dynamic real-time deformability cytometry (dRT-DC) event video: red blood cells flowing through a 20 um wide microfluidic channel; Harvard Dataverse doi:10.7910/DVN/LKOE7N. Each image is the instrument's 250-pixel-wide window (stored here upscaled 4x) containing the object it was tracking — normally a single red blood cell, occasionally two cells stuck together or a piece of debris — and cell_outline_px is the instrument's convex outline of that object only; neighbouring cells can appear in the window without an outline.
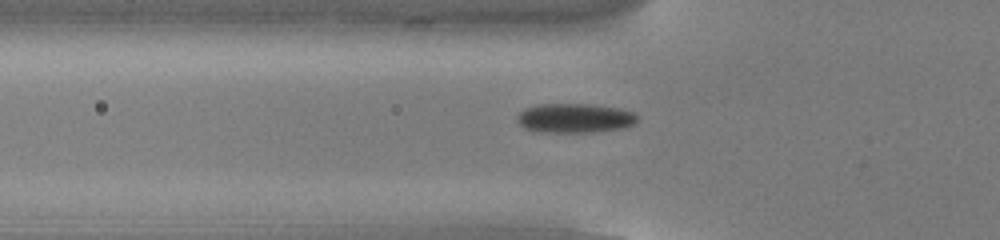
{"species": "common noctule bat (a hibernating species)", "species_latin": "Nyctalus noctula", "temperature_condition": "cold", "stored_images_in_passage": 40, "camera_frame_rate_fps": 3000, "um_per_image_px": 0.085, "animal": {"sex": "male", "body_mass_g": 13.0, "forearm_length_mm": 53.1}, "frame": {"image": 1, "passage_image": 5, "time_ms": 1.333, "image_size_px": [1000, 240], "cell_outline_px": [[636, 120], [632, 124], [624, 128], [596, 132], [544, 132], [524, 128], [516, 120], [516, 116], [524, 108], [536, 104], [588, 104], [616, 108], [632, 112], [636, 116]], "centroid_in_image_um": [48.79, 10.04], "position_along_channel_um": 77.0, "area_um2": 20.46}}
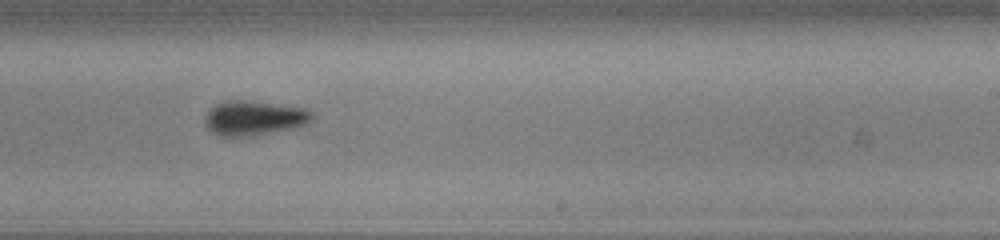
{"frame": {"image": 2, "passage_image": 20, "time_ms": 6.333, "image_size_px": [1000, 240], "cell_outline_px": [[312, 120], [308, 124], [296, 128], [252, 136], [220, 136], [212, 132], [204, 124], [204, 116], [208, 108], [224, 100], [248, 100], [304, 108], [312, 112]], "centroid_in_image_um": [21.56, 10.03], "position_along_channel_um": 267.4, "area_um2": 21.96}}
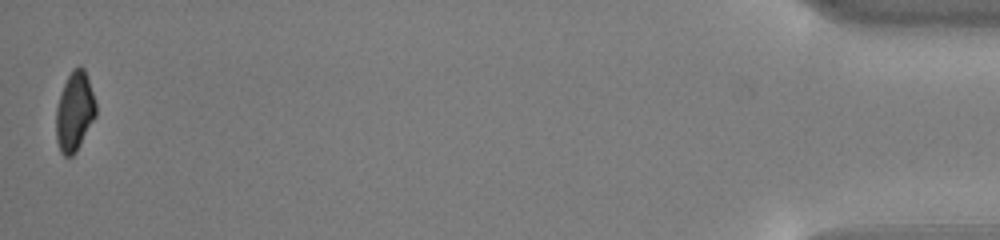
{"frame": {"image": 3, "passage_image": 40, "time_ms": 13.0, "image_size_px": [1000, 240], "cell_outline_px": [[96, 116], [76, 152], [72, 156], [64, 156], [60, 152], [56, 140], [56, 108], [64, 84], [72, 68], [80, 64], [84, 68], [96, 104]], "centroid_in_image_um": [6.33, 9.49], "position_along_channel_um": 428.9, "area_um2": 18.38}, "authors_computed_cell_mechanics": {"area_um2": 20.3167, "velocity_mm_per_s": 3.8105, "shape_relaxation_time_tau1_ms": 2.3159, "shape_relaxation_time_tau2_ms": null, "deformation_change_tau1": 0.093, "deformation_change_tau2": null}}